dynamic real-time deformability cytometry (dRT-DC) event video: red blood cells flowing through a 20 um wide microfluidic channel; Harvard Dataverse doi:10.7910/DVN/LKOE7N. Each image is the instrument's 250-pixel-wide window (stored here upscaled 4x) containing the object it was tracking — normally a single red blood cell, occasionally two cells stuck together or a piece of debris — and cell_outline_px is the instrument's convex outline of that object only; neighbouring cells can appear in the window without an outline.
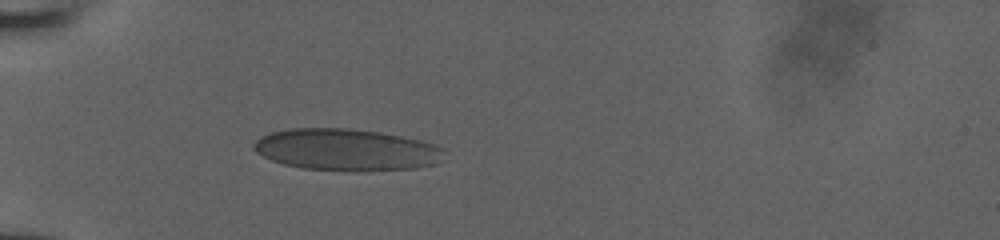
{"species": "human", "species_latin": "Homo sapiens", "temperature_condition": "room temperature", "stored_images_in_passage": 35, "camera_frame_rate_fps": 3000, "um_per_image_px": 0.085, "donor": {"sex": "male"}, "frame": {"image": 1, "passage_image": 1, "time_ms": 0.0, "image_size_px": [1000, 240], "cell_outline_px": [[440, 148], [436, 164], [416, 168], [300, 168], [284, 164], [272, 160], [256, 152], [252, 148], [252, 144], [260, 136], [272, 132], [288, 128], [348, 128], [380, 132], [420, 140], [432, 144]], "centroid_in_image_um": [29.3, 12.67], "position_along_channel_um": 55.7, "area_um2": 44.56}}
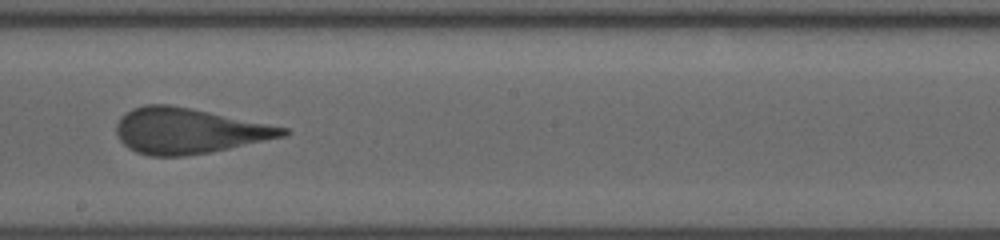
{"frame": {"image": 2, "passage_image": 15, "time_ms": 4.667, "image_size_px": [1000, 240], "cell_outline_px": [[292, 132], [284, 136], [228, 148], [208, 152], [184, 156], [148, 156], [136, 152], [128, 148], [120, 140], [116, 132], [116, 124], [120, 116], [132, 108], [144, 104], [168, 104], [288, 128]], "centroid_in_image_um": [15.96, 11.12], "position_along_channel_um": 232.2, "area_um2": 43.7}}
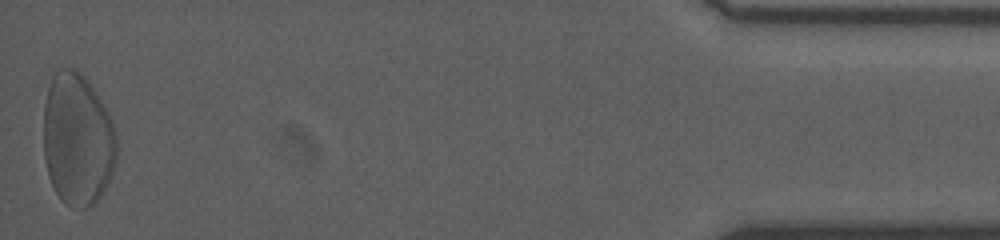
{"frame": {"image": 3, "passage_image": 35, "time_ms": 11.333, "image_size_px": [1000, 240], "cell_outline_px": [[116, 164], [96, 204], [88, 208], [72, 208], [64, 204], [60, 200], [48, 176], [44, 160], [44, 104], [48, 88], [52, 76], [60, 68], [72, 68], [80, 72], [88, 80], [96, 92], [112, 120], [116, 136]], "centroid_in_image_um": [6.58, 11.88], "position_along_channel_um": 428.6, "area_um2": 56.88}}